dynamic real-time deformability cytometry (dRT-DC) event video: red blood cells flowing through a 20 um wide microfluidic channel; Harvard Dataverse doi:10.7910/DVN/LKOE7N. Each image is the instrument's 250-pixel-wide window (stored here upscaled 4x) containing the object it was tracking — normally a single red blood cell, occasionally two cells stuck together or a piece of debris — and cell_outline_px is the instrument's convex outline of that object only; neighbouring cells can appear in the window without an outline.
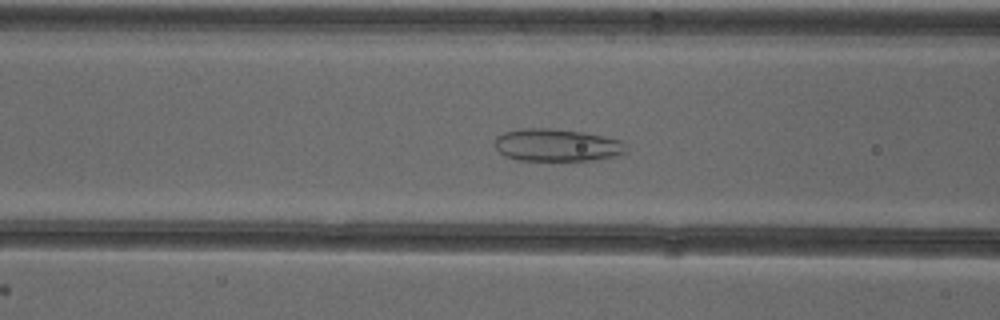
{"species": "common noctule bat (a hibernating species)", "species_latin": "Nyctalus noctula", "temperature_condition": "cold", "stored_images_in_passage": 47, "camera_frame_rate_fps": 3000, "um_per_image_px": 0.085, "animal": {"sex": "female"}, "frame": {"image": 1, "passage_image": 22, "time_ms": 7.0, "image_size_px": [1000, 320], "cell_outline_px": [[628, 152], [616, 156], [592, 160], [516, 160], [504, 156], [496, 148], [496, 136], [504, 132], [524, 128], [552, 128], [580, 132], [604, 136], [624, 140], [628, 148]], "centroid_in_image_um": [47.38, 12.33], "position_along_channel_um": 119.2, "area_um2": 25.03}}
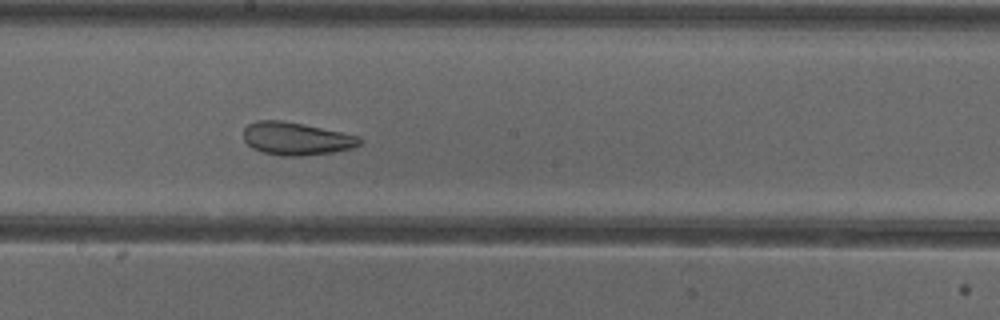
{"frame": {"image": 2, "passage_image": 30, "time_ms": 9.667, "image_size_px": [1000, 320], "cell_outline_px": [[364, 140], [360, 144], [352, 148], [332, 152], [304, 156], [280, 156], [264, 152], [252, 148], [244, 140], [244, 128], [248, 124], [256, 120], [280, 120], [304, 124], [360, 136]], "centroid_in_image_um": [25.19, 11.78], "position_along_channel_um": 223.0, "area_um2": 22.31}}
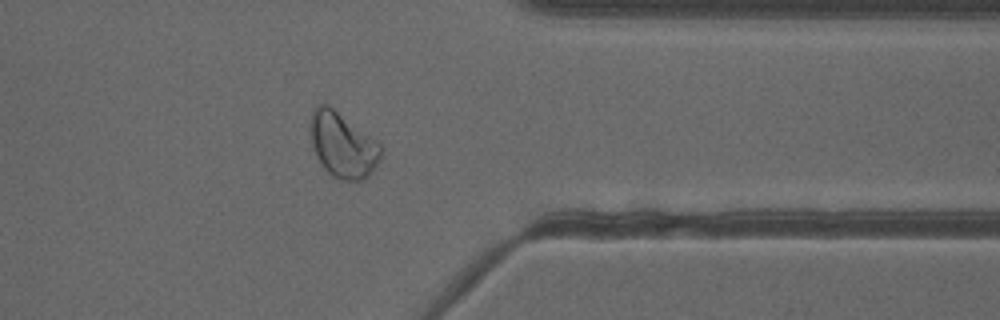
{"frame": {"image": 3, "passage_image": 43, "time_ms": 14.0, "image_size_px": [1000, 320], "cell_outline_px": [[380, 160], [372, 172], [364, 180], [340, 180], [332, 176], [324, 168], [316, 156], [312, 144], [308, 128], [312, 108], [316, 104], [328, 104], [380, 144]], "centroid_in_image_um": [29.07, 12.32], "position_along_channel_um": 382.3, "area_um2": 26.76}}